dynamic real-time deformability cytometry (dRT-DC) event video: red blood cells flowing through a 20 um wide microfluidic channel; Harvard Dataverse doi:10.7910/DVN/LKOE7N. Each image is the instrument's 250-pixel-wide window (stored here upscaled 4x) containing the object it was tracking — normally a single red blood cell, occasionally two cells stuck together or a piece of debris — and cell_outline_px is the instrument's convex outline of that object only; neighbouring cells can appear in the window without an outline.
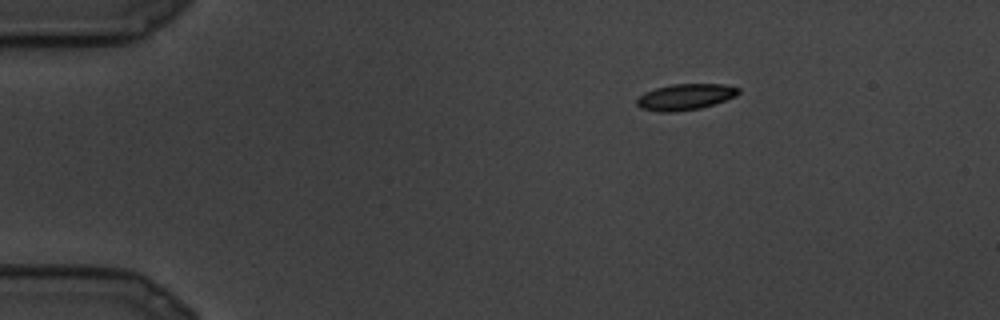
{"species": "common noctule bat (a hibernating species)", "species_latin": "Nyctalus noctula", "temperature_condition": "cold", "stored_images_in_passage": 6, "camera_frame_rate_fps": 3000, "um_per_image_px": 0.085, "animal": {"sex": "male", "body_mass_g": 19.5, "forearm_length_mm": 54.6}, "frame": {"image": 1, "passage_image": 1, "time_ms": 0.0, "image_size_px": [1000, 320], "cell_outline_px": [[740, 92], [736, 96], [700, 108], [672, 112], [660, 112], [640, 108], [636, 104], [636, 100], [644, 92], [656, 88], [672, 84], [724, 84], [740, 88]], "centroid_in_image_um": [58.23, 8.23], "position_along_channel_um": 26.8, "area_um2": 15.37}}
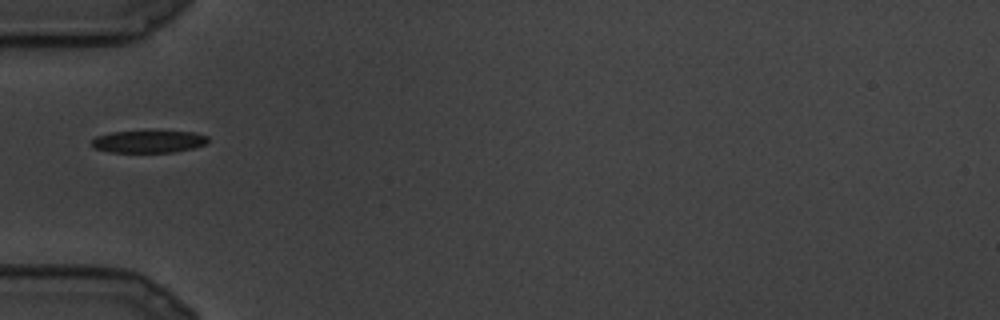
{"frame": {"image": 2, "passage_image": 5, "time_ms": 1.333, "image_size_px": [1000, 320], "cell_outline_px": [[208, 144], [192, 148], [172, 152], [108, 152], [92, 148], [92, 140], [96, 136], [112, 132], [196, 132], [208, 136]], "centroid_in_image_um": [12.63, 12.04], "position_along_channel_um": 72.4, "area_um2": 14.97}}